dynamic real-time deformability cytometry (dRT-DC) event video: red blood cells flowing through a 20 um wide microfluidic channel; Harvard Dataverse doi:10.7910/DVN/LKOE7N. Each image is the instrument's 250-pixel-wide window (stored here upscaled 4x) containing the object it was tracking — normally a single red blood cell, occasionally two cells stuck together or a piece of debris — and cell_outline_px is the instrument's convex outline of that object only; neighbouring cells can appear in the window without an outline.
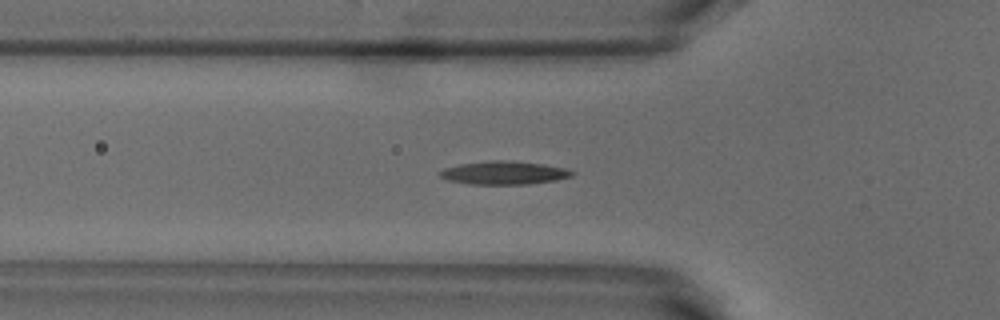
{"species": "common noctule bat (a hibernating species)", "species_latin": "Nyctalus noctula", "temperature_condition": "warm", "stored_images_in_passage": 4, "camera_frame_rate_fps": 3000, "um_per_image_px": 0.085, "animal": {"sex": "male", "body_mass_g": 18.8}, "frame": {"image": 1, "passage_image": 2, "time_ms": 0.333, "image_size_px": [1000, 320], "cell_outline_px": [[576, 172], [572, 176], [556, 180], [528, 184], [468, 184], [448, 180], [440, 176], [436, 172], [444, 168], [460, 164], [492, 160], [508, 160], [544, 164], [564, 168]], "centroid_in_image_um": [42.82, 14.68], "position_along_channel_um": 83.0, "area_um2": 17.98}}